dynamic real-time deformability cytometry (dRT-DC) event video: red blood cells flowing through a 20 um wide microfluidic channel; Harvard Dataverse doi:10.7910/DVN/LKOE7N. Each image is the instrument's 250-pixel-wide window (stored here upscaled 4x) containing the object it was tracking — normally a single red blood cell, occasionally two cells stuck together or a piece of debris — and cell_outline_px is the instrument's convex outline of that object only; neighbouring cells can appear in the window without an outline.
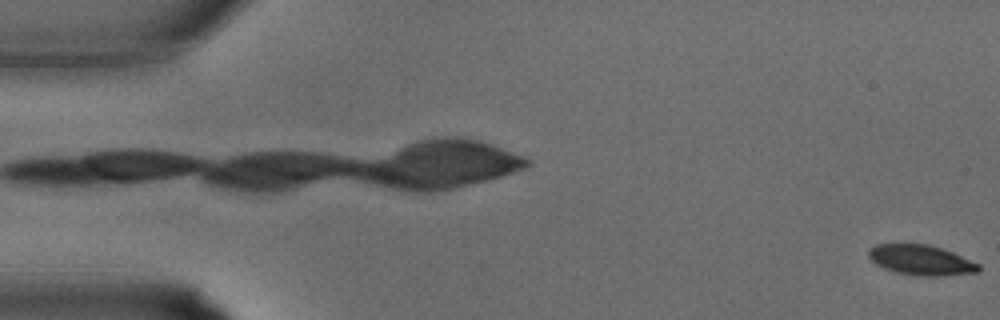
{"species": "common noctule bat (a hibernating species)", "species_latin": "Nyctalus noctula", "temperature_condition": "warm", "stored_images_in_passage": 9, "camera_frame_rate_fps": 3000, "um_per_image_px": 0.085, "animal": {"sex": "male", "body_mass_g": 15.6}, "frame": {"image": 1, "passage_image": 9, "time_ms": 2.667, "image_size_px": [1000, 320], "cell_outline_px": [[980, 272], [936, 276], [920, 276], [896, 272], [884, 268], [876, 264], [868, 256], [868, 248], [876, 244], [928, 244], [952, 252], [980, 264]], "centroid_in_image_um": [78.28, 22.1], "position_along_channel_um": 6.7, "area_um2": 19.25}}